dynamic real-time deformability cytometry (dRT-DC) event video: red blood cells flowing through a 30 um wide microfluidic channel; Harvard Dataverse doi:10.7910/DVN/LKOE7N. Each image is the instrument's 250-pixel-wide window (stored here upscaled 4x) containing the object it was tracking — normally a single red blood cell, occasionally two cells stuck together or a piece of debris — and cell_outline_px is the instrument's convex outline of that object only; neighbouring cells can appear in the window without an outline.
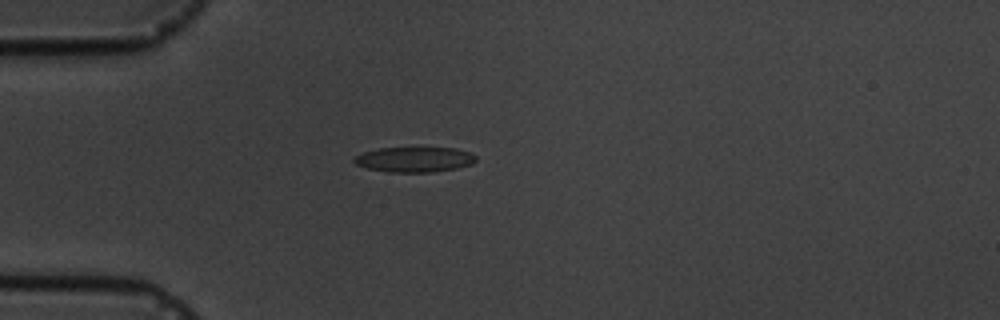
{"species": "common noctule bat (a hibernating species)", "species_latin": "Nyctalus noctula", "temperature_condition": "cold", "stored_images_in_passage": 2, "camera_frame_rate_fps": 3000, "um_per_image_px": 0.085, "animal": {"sex": "male", "body_mass_g": 19.5, "forearm_length_mm": 54.6}, "frame": {"image": 1, "passage_image": 1, "time_ms": 0.0, "image_size_px": [1000, 320], "cell_outline_px": [[476, 160], [472, 164], [456, 168], [432, 172], [388, 172], [368, 168], [356, 164], [352, 160], [356, 156], [364, 152], [380, 148], [456, 148], [468, 152], [476, 156]], "centroid_in_image_um": [35.23, 13.56], "position_along_channel_um": 49.8, "area_um2": 17.69}}